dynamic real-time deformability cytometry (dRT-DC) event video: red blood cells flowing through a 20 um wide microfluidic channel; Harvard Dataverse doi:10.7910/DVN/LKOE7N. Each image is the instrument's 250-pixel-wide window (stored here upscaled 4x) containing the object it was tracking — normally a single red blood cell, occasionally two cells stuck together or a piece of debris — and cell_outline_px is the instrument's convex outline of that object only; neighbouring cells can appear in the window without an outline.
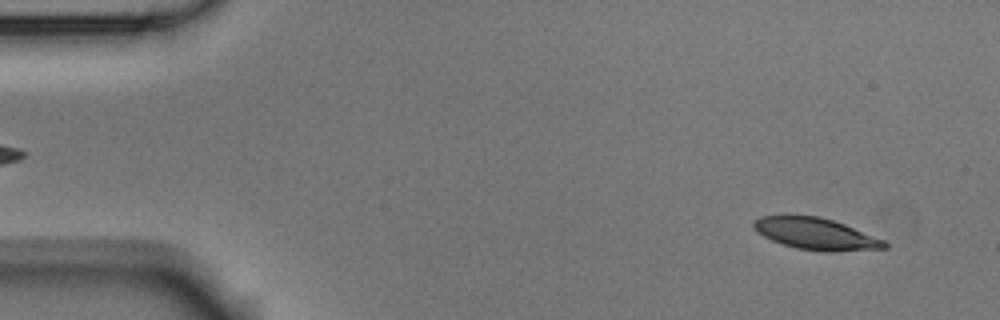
{"species": "Egyptian fruit bat (a non-hibernating species)", "species_latin": "Rousettus aegyptiacus", "temperature_condition": "room temperature", "stored_images_in_passage": 4, "camera_frame_rate_fps": 3000, "um_per_image_px": 0.085, "animal": {"sex": "male"}, "frame": {"image": 1, "passage_image": 1, "time_ms": 0.0, "image_size_px": [1000, 320], "cell_outline_px": [[888, 248], [836, 252], [824, 252], [796, 248], [772, 240], [756, 232], [752, 224], [760, 216], [820, 216], [844, 224], [884, 240], [888, 244]], "centroid_in_image_um": [69.37, 19.89], "position_along_channel_um": 15.6, "area_um2": 23.99}}